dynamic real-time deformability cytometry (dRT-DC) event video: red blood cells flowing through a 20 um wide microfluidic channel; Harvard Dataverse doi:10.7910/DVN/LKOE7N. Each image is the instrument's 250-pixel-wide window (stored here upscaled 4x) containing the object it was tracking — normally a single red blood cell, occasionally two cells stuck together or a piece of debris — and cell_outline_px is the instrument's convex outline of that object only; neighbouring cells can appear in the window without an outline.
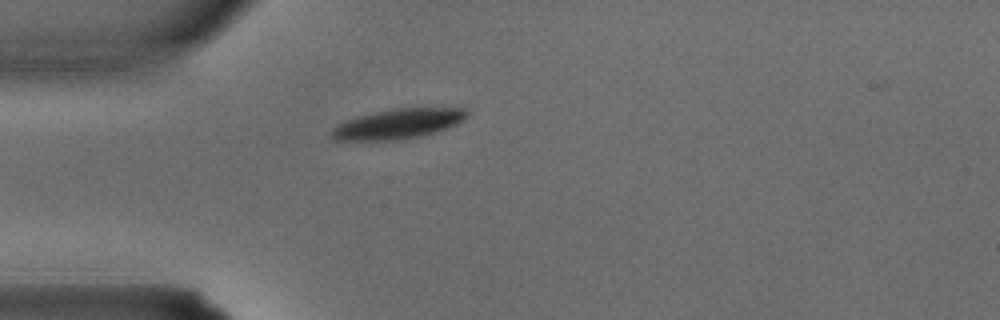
{"species": "common noctule bat (a hibernating species)", "species_latin": "Nyctalus noctula", "temperature_condition": "warm", "stored_images_in_passage": 4, "camera_frame_rate_fps": 3000, "um_per_image_px": 0.085, "animal": {"sex": "male", "body_mass_g": 15.6}, "frame": {"image": 1, "passage_image": 4, "time_ms": 1.0, "image_size_px": [1000, 320], "cell_outline_px": [[468, 116], [456, 124], [436, 132], [420, 136], [400, 140], [332, 140], [332, 128], [336, 124], [344, 120], [356, 116], [392, 108], [464, 108], [468, 112]], "centroid_in_image_um": [33.79, 10.52], "position_along_channel_um": 51.2, "area_um2": 23.7}}